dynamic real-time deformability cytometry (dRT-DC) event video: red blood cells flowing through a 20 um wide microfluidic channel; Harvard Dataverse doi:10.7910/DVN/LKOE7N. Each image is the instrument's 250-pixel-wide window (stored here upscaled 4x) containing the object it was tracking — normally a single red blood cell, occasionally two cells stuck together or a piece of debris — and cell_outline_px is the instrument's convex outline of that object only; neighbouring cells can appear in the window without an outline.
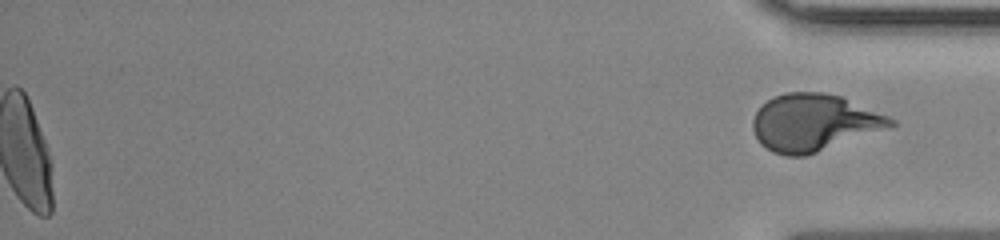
{"species": "human", "species_latin": "Homo sapiens", "temperature_condition": "room temperature", "stored_images_in_passage": 49, "segment_of_instrument_passage": [2, 2], "camera_frame_rate_fps": 3000, "um_per_image_px": 0.085, "donor": {"sex": "male"}, "frame": {"image": 1, "passage_image": 49, "time_ms": 16.0, "image_size_px": [1000, 240], "cell_outline_px": [[896, 124], [892, 128], [804, 156], [788, 156], [772, 152], [760, 144], [752, 128], [752, 120], [760, 104], [772, 96], [788, 92], [824, 92], [840, 96], [888, 116], [896, 120]], "centroid_in_image_um": [69.17, 10.42], "position_along_channel_um": 366.0, "area_um2": 46.07}}